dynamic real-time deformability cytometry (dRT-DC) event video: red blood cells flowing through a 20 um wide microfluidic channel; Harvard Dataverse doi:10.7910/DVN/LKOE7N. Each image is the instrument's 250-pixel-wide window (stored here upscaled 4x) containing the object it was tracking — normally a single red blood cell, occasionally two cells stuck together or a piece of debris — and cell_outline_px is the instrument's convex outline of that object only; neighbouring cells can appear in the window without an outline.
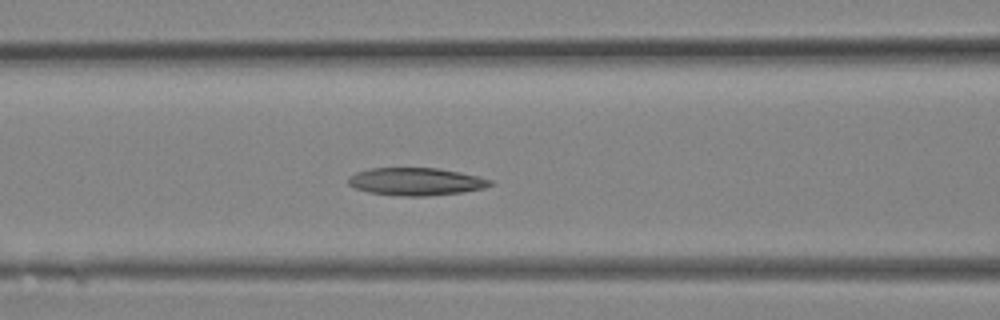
{"species": "Egyptian fruit bat (a non-hibernating species)", "species_latin": "Rousettus aegyptiacus", "temperature_condition": "room temperature", "stored_images_in_passage": 14, "camera_frame_rate_fps": 3000, "um_per_image_px": 0.085, "animal": {"sex": "female"}, "frame": {"image": 1, "passage_image": 12, "time_ms": 3.667, "image_size_px": [1000, 320], "cell_outline_px": [[492, 184], [484, 188], [460, 192], [428, 196], [400, 196], [368, 192], [356, 188], [348, 184], [348, 176], [356, 172], [372, 168], [440, 168], [460, 172], [492, 180]], "centroid_in_image_um": [35.33, 15.43], "position_along_channel_um": 131.3, "area_um2": 22.77}}
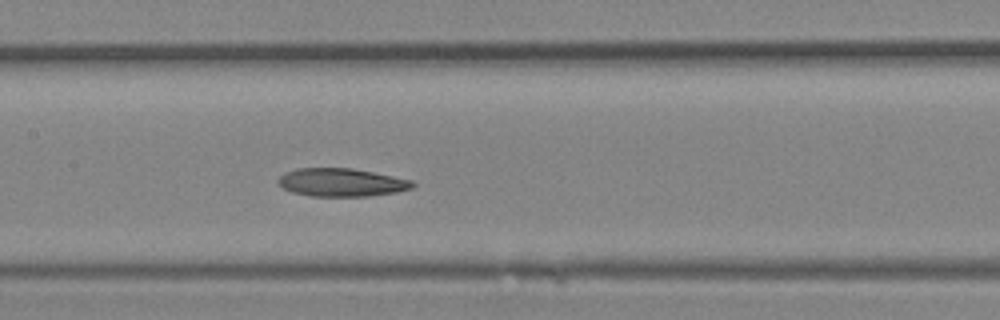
{"frame": {"image": 2, "passage_image": 14, "time_ms": 4.333, "image_size_px": [1000, 320], "cell_outline_px": [[416, 184], [412, 188], [396, 192], [368, 196], [312, 196], [292, 192], [276, 184], [276, 180], [284, 172], [296, 168], [352, 168], [412, 180]], "centroid_in_image_um": [28.98, 15.5], "position_along_channel_um": 178.4, "area_um2": 22.08}}